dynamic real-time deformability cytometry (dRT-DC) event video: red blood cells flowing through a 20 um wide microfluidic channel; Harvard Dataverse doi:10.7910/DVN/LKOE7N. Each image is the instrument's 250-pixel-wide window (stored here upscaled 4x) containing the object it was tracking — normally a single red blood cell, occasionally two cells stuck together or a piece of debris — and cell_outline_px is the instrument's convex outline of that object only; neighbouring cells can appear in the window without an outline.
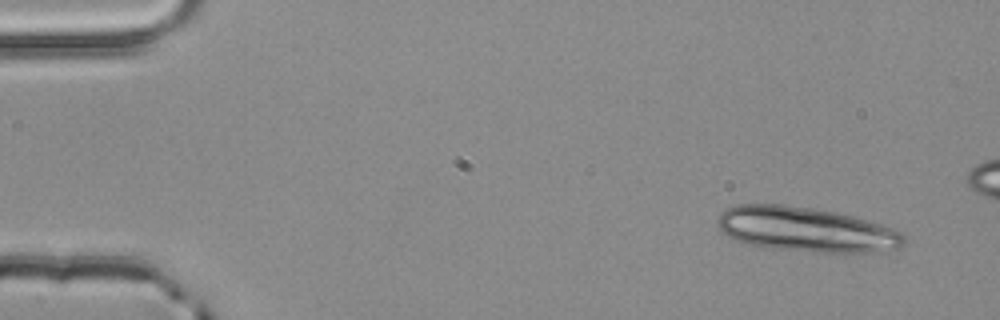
{"species": "common noctule bat (a hibernating species)", "species_latin": "Nyctalus noctula", "temperature_condition": "room temperature", "stored_images_in_passage": 3, "camera_frame_rate_fps": 3000, "um_per_image_px": 0.085, "animal": {"sex": "male", "body_mass_g": 20.4}, "frame": {"image": 1, "passage_image": 1, "time_ms": 0.0, "image_size_px": [1000, 320], "cell_outline_px": [[908, 240], [900, 248], [884, 252], [816, 252], [772, 248], [752, 244], [736, 240], [720, 232], [716, 224], [720, 216], [728, 208], [736, 204], [784, 204], [812, 208], [836, 212], [884, 224], [904, 232]], "centroid_in_image_um": [68.6, 19.51], "position_along_channel_um": 16.4, "area_um2": 48.96}}